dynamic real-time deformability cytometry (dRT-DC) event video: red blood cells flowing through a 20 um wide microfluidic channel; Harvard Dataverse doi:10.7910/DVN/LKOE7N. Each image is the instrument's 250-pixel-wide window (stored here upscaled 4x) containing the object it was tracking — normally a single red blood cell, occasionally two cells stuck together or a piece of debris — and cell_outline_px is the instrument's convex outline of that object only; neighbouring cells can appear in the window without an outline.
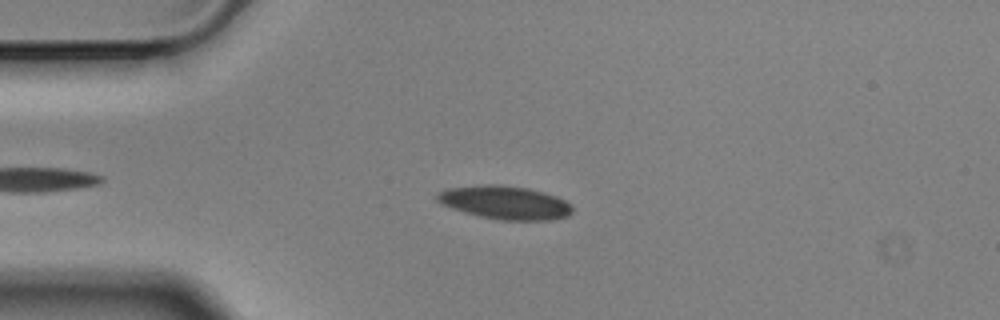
{"species": "Egyptian fruit bat (a non-hibernating species)", "species_latin": "Rousettus aegyptiacus", "temperature_condition": "cold", "stored_images_in_passage": 8, "camera_frame_rate_fps": 3000, "um_per_image_px": 0.085, "animal": {"sex": "male"}, "frame": {"image": 1, "passage_image": 4, "time_ms": 1.0, "image_size_px": [1000, 320], "cell_outline_px": [[572, 212], [568, 216], [548, 220], [500, 220], [480, 216], [464, 212], [440, 204], [436, 200], [436, 196], [440, 192], [448, 188], [488, 184], [492, 184], [528, 188], [544, 192], [556, 196], [564, 200], [572, 208]], "centroid_in_image_um": [42.91, 17.22], "position_along_channel_um": 42.1, "area_um2": 26.07}}
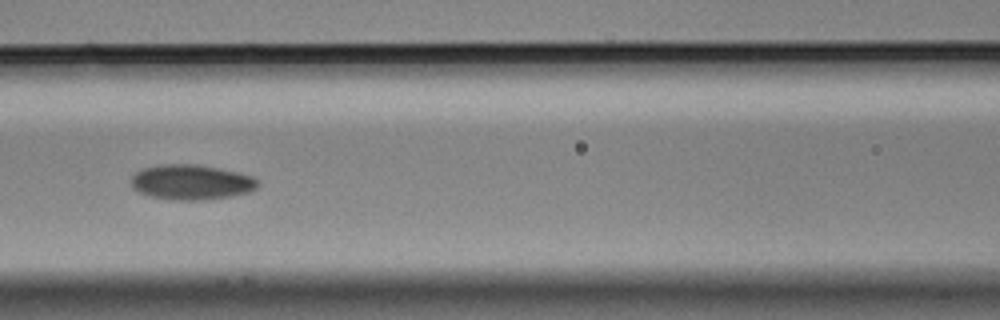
{"frame": {"image": 2, "passage_image": 7, "time_ms": 2.0, "image_size_px": [1000, 320], "cell_outline_px": [[260, 184], [256, 188], [248, 192], [228, 196], [204, 200], [172, 200], [148, 196], [132, 188], [132, 176], [140, 168], [160, 164], [196, 164], [236, 172], [252, 176]], "centroid_in_image_um": [16.21, 15.48], "position_along_channel_um": 150.4, "area_um2": 25.84}}
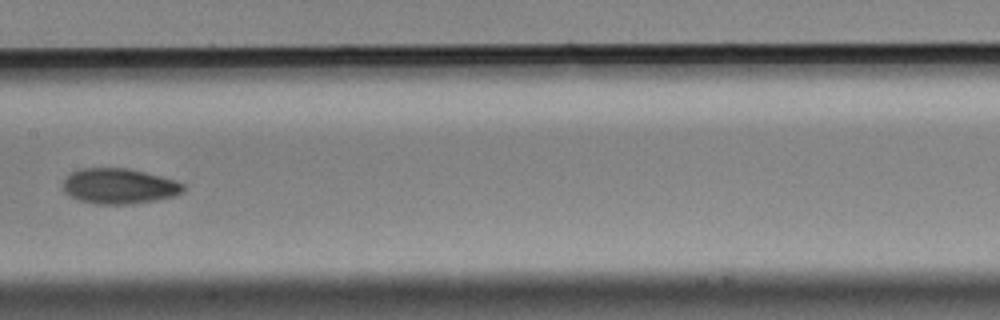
{"frame": {"image": 3, "passage_image": 8, "time_ms": 2.333, "image_size_px": [1000, 320], "cell_outline_px": [[184, 192], [172, 196], [156, 200], [132, 204], [96, 204], [80, 200], [64, 192], [64, 180], [72, 172], [80, 168], [128, 168], [176, 180], [184, 184]], "centroid_in_image_um": [10.15, 15.82], "position_along_channel_um": 197.3, "area_um2": 24.68}}